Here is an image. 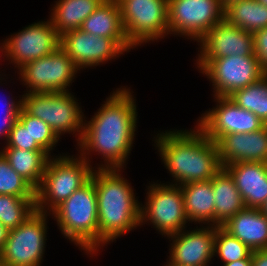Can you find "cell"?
Instances as JSON below:
<instances>
[{"label":"cell","instance_id":"40","mask_svg":"<svg viewBox=\"0 0 267 266\" xmlns=\"http://www.w3.org/2000/svg\"><path fill=\"white\" fill-rule=\"evenodd\" d=\"M261 211L265 214V216L267 217V200L265 202V204L262 206Z\"/></svg>","mask_w":267,"mask_h":266},{"label":"cell","instance_id":"5","mask_svg":"<svg viewBox=\"0 0 267 266\" xmlns=\"http://www.w3.org/2000/svg\"><path fill=\"white\" fill-rule=\"evenodd\" d=\"M94 169L79 154L51 156L35 190L36 211L51 213L90 180Z\"/></svg>","mask_w":267,"mask_h":266},{"label":"cell","instance_id":"22","mask_svg":"<svg viewBox=\"0 0 267 266\" xmlns=\"http://www.w3.org/2000/svg\"><path fill=\"white\" fill-rule=\"evenodd\" d=\"M212 189L215 199V226H222L243 210L245 205L234 178L225 168L212 178Z\"/></svg>","mask_w":267,"mask_h":266},{"label":"cell","instance_id":"12","mask_svg":"<svg viewBox=\"0 0 267 266\" xmlns=\"http://www.w3.org/2000/svg\"><path fill=\"white\" fill-rule=\"evenodd\" d=\"M198 70L212 83V95L217 97H229L266 75L255 55L208 59Z\"/></svg>","mask_w":267,"mask_h":266},{"label":"cell","instance_id":"11","mask_svg":"<svg viewBox=\"0 0 267 266\" xmlns=\"http://www.w3.org/2000/svg\"><path fill=\"white\" fill-rule=\"evenodd\" d=\"M48 216L35 211L25 222L9 230L0 251L5 266H41L46 248Z\"/></svg>","mask_w":267,"mask_h":266},{"label":"cell","instance_id":"26","mask_svg":"<svg viewBox=\"0 0 267 266\" xmlns=\"http://www.w3.org/2000/svg\"><path fill=\"white\" fill-rule=\"evenodd\" d=\"M224 19L233 26L255 33L267 27V6L257 0H238L225 6Z\"/></svg>","mask_w":267,"mask_h":266},{"label":"cell","instance_id":"31","mask_svg":"<svg viewBox=\"0 0 267 266\" xmlns=\"http://www.w3.org/2000/svg\"><path fill=\"white\" fill-rule=\"evenodd\" d=\"M0 195L35 197V189L25 181L0 153Z\"/></svg>","mask_w":267,"mask_h":266},{"label":"cell","instance_id":"27","mask_svg":"<svg viewBox=\"0 0 267 266\" xmlns=\"http://www.w3.org/2000/svg\"><path fill=\"white\" fill-rule=\"evenodd\" d=\"M229 98L242 109L254 113L267 125V74L255 83L235 91Z\"/></svg>","mask_w":267,"mask_h":266},{"label":"cell","instance_id":"41","mask_svg":"<svg viewBox=\"0 0 267 266\" xmlns=\"http://www.w3.org/2000/svg\"><path fill=\"white\" fill-rule=\"evenodd\" d=\"M234 1H238V0H221V2H222V4H223L224 7H225L227 4L232 3V2H234Z\"/></svg>","mask_w":267,"mask_h":266},{"label":"cell","instance_id":"15","mask_svg":"<svg viewBox=\"0 0 267 266\" xmlns=\"http://www.w3.org/2000/svg\"><path fill=\"white\" fill-rule=\"evenodd\" d=\"M213 98L216 107L202 113L196 125L215 143L229 133H250L264 126L254 113L242 109L229 97Z\"/></svg>","mask_w":267,"mask_h":266},{"label":"cell","instance_id":"19","mask_svg":"<svg viewBox=\"0 0 267 266\" xmlns=\"http://www.w3.org/2000/svg\"><path fill=\"white\" fill-rule=\"evenodd\" d=\"M234 178L246 208H262L267 200V163L236 162L224 167Z\"/></svg>","mask_w":267,"mask_h":266},{"label":"cell","instance_id":"43","mask_svg":"<svg viewBox=\"0 0 267 266\" xmlns=\"http://www.w3.org/2000/svg\"><path fill=\"white\" fill-rule=\"evenodd\" d=\"M0 266H5L4 261H3V259H2L1 252H0Z\"/></svg>","mask_w":267,"mask_h":266},{"label":"cell","instance_id":"29","mask_svg":"<svg viewBox=\"0 0 267 266\" xmlns=\"http://www.w3.org/2000/svg\"><path fill=\"white\" fill-rule=\"evenodd\" d=\"M214 257L220 258L221 263L226 264L241 259H252V251L222 226H216Z\"/></svg>","mask_w":267,"mask_h":266},{"label":"cell","instance_id":"39","mask_svg":"<svg viewBox=\"0 0 267 266\" xmlns=\"http://www.w3.org/2000/svg\"><path fill=\"white\" fill-rule=\"evenodd\" d=\"M2 58H4V41L0 42V60Z\"/></svg>","mask_w":267,"mask_h":266},{"label":"cell","instance_id":"28","mask_svg":"<svg viewBox=\"0 0 267 266\" xmlns=\"http://www.w3.org/2000/svg\"><path fill=\"white\" fill-rule=\"evenodd\" d=\"M36 211L35 197L0 195V223L15 229Z\"/></svg>","mask_w":267,"mask_h":266},{"label":"cell","instance_id":"7","mask_svg":"<svg viewBox=\"0 0 267 266\" xmlns=\"http://www.w3.org/2000/svg\"><path fill=\"white\" fill-rule=\"evenodd\" d=\"M147 187L144 205L140 208V228L147 224L164 236L187 228L183 193L179 185L152 181Z\"/></svg>","mask_w":267,"mask_h":266},{"label":"cell","instance_id":"36","mask_svg":"<svg viewBox=\"0 0 267 266\" xmlns=\"http://www.w3.org/2000/svg\"><path fill=\"white\" fill-rule=\"evenodd\" d=\"M252 266H267V249L252 251Z\"/></svg>","mask_w":267,"mask_h":266},{"label":"cell","instance_id":"18","mask_svg":"<svg viewBox=\"0 0 267 266\" xmlns=\"http://www.w3.org/2000/svg\"><path fill=\"white\" fill-rule=\"evenodd\" d=\"M216 145L222 168L236 162L267 163V125L250 133H229Z\"/></svg>","mask_w":267,"mask_h":266},{"label":"cell","instance_id":"32","mask_svg":"<svg viewBox=\"0 0 267 266\" xmlns=\"http://www.w3.org/2000/svg\"><path fill=\"white\" fill-rule=\"evenodd\" d=\"M4 145L2 148H19L22 150L45 151L35 140L32 139L29 129H26L19 120L14 123Z\"/></svg>","mask_w":267,"mask_h":266},{"label":"cell","instance_id":"24","mask_svg":"<svg viewBox=\"0 0 267 266\" xmlns=\"http://www.w3.org/2000/svg\"><path fill=\"white\" fill-rule=\"evenodd\" d=\"M104 0H57L50 10V20L59 36L79 29Z\"/></svg>","mask_w":267,"mask_h":266},{"label":"cell","instance_id":"16","mask_svg":"<svg viewBox=\"0 0 267 266\" xmlns=\"http://www.w3.org/2000/svg\"><path fill=\"white\" fill-rule=\"evenodd\" d=\"M216 226L196 225L171 234L165 238L169 242V256L164 266H209L214 258ZM213 258V260H212ZM211 262V263H210Z\"/></svg>","mask_w":267,"mask_h":266},{"label":"cell","instance_id":"6","mask_svg":"<svg viewBox=\"0 0 267 266\" xmlns=\"http://www.w3.org/2000/svg\"><path fill=\"white\" fill-rule=\"evenodd\" d=\"M22 108L46 122L55 134H75L78 143L84 129L85 114L71 92H29L21 95Z\"/></svg>","mask_w":267,"mask_h":266},{"label":"cell","instance_id":"13","mask_svg":"<svg viewBox=\"0 0 267 266\" xmlns=\"http://www.w3.org/2000/svg\"><path fill=\"white\" fill-rule=\"evenodd\" d=\"M60 47L81 71L105 65L134 49L128 39L101 37L80 28L60 36Z\"/></svg>","mask_w":267,"mask_h":266},{"label":"cell","instance_id":"21","mask_svg":"<svg viewBox=\"0 0 267 266\" xmlns=\"http://www.w3.org/2000/svg\"><path fill=\"white\" fill-rule=\"evenodd\" d=\"M189 223L215 226L212 179L180 185Z\"/></svg>","mask_w":267,"mask_h":266},{"label":"cell","instance_id":"9","mask_svg":"<svg viewBox=\"0 0 267 266\" xmlns=\"http://www.w3.org/2000/svg\"><path fill=\"white\" fill-rule=\"evenodd\" d=\"M80 69L59 46L50 55L28 62L21 67L18 79L29 92H70V86Z\"/></svg>","mask_w":267,"mask_h":266},{"label":"cell","instance_id":"20","mask_svg":"<svg viewBox=\"0 0 267 266\" xmlns=\"http://www.w3.org/2000/svg\"><path fill=\"white\" fill-rule=\"evenodd\" d=\"M222 227L251 251L267 249V217L260 208H244Z\"/></svg>","mask_w":267,"mask_h":266},{"label":"cell","instance_id":"23","mask_svg":"<svg viewBox=\"0 0 267 266\" xmlns=\"http://www.w3.org/2000/svg\"><path fill=\"white\" fill-rule=\"evenodd\" d=\"M81 30L111 39H128L117 0H104L82 23Z\"/></svg>","mask_w":267,"mask_h":266},{"label":"cell","instance_id":"1","mask_svg":"<svg viewBox=\"0 0 267 266\" xmlns=\"http://www.w3.org/2000/svg\"><path fill=\"white\" fill-rule=\"evenodd\" d=\"M133 93L128 86L113 90L89 121L84 118L83 134L76 149L91 166L93 154L101 156L103 161L96 169H124L128 164L138 128Z\"/></svg>","mask_w":267,"mask_h":266},{"label":"cell","instance_id":"17","mask_svg":"<svg viewBox=\"0 0 267 266\" xmlns=\"http://www.w3.org/2000/svg\"><path fill=\"white\" fill-rule=\"evenodd\" d=\"M196 68L208 59L255 55L253 33L228 23L225 19L209 30L197 43ZM200 50V51H199Z\"/></svg>","mask_w":267,"mask_h":266},{"label":"cell","instance_id":"35","mask_svg":"<svg viewBox=\"0 0 267 266\" xmlns=\"http://www.w3.org/2000/svg\"><path fill=\"white\" fill-rule=\"evenodd\" d=\"M17 120L18 115L0 114V140H5L4 142L6 143L9 132Z\"/></svg>","mask_w":267,"mask_h":266},{"label":"cell","instance_id":"33","mask_svg":"<svg viewBox=\"0 0 267 266\" xmlns=\"http://www.w3.org/2000/svg\"><path fill=\"white\" fill-rule=\"evenodd\" d=\"M254 53L267 74V27L253 33Z\"/></svg>","mask_w":267,"mask_h":266},{"label":"cell","instance_id":"34","mask_svg":"<svg viewBox=\"0 0 267 266\" xmlns=\"http://www.w3.org/2000/svg\"><path fill=\"white\" fill-rule=\"evenodd\" d=\"M10 97L11 96H8L7 98L5 97L4 99L2 97V99H0V109H1L0 114H5V115L19 114V110L22 107L21 96H19L18 100H17L18 97H16V99Z\"/></svg>","mask_w":267,"mask_h":266},{"label":"cell","instance_id":"3","mask_svg":"<svg viewBox=\"0 0 267 266\" xmlns=\"http://www.w3.org/2000/svg\"><path fill=\"white\" fill-rule=\"evenodd\" d=\"M123 170L95 168L91 174L98 204V252L140 226L142 201L139 202Z\"/></svg>","mask_w":267,"mask_h":266},{"label":"cell","instance_id":"37","mask_svg":"<svg viewBox=\"0 0 267 266\" xmlns=\"http://www.w3.org/2000/svg\"><path fill=\"white\" fill-rule=\"evenodd\" d=\"M9 230L0 223V251L3 249L7 241Z\"/></svg>","mask_w":267,"mask_h":266},{"label":"cell","instance_id":"8","mask_svg":"<svg viewBox=\"0 0 267 266\" xmlns=\"http://www.w3.org/2000/svg\"><path fill=\"white\" fill-rule=\"evenodd\" d=\"M123 27L134 47L155 43L169 35L168 0H117Z\"/></svg>","mask_w":267,"mask_h":266},{"label":"cell","instance_id":"10","mask_svg":"<svg viewBox=\"0 0 267 266\" xmlns=\"http://www.w3.org/2000/svg\"><path fill=\"white\" fill-rule=\"evenodd\" d=\"M168 7L169 35L194 42L224 20L221 0H168Z\"/></svg>","mask_w":267,"mask_h":266},{"label":"cell","instance_id":"42","mask_svg":"<svg viewBox=\"0 0 267 266\" xmlns=\"http://www.w3.org/2000/svg\"><path fill=\"white\" fill-rule=\"evenodd\" d=\"M3 76H4V77H3ZM5 76L7 77V75L0 74V85H1V84H5V83H2V82H4V81H6V80H5ZM3 79H4V81H3Z\"/></svg>","mask_w":267,"mask_h":266},{"label":"cell","instance_id":"25","mask_svg":"<svg viewBox=\"0 0 267 266\" xmlns=\"http://www.w3.org/2000/svg\"><path fill=\"white\" fill-rule=\"evenodd\" d=\"M9 165L35 190L40 186L47 163L52 155L46 151L0 148Z\"/></svg>","mask_w":267,"mask_h":266},{"label":"cell","instance_id":"38","mask_svg":"<svg viewBox=\"0 0 267 266\" xmlns=\"http://www.w3.org/2000/svg\"><path fill=\"white\" fill-rule=\"evenodd\" d=\"M223 266H252V259H241L238 261L223 264Z\"/></svg>","mask_w":267,"mask_h":266},{"label":"cell","instance_id":"30","mask_svg":"<svg viewBox=\"0 0 267 266\" xmlns=\"http://www.w3.org/2000/svg\"><path fill=\"white\" fill-rule=\"evenodd\" d=\"M18 120L29 129L31 137L47 153L54 156V148L57 146L60 138L55 134L51 127L38 117L31 116L22 107L19 110Z\"/></svg>","mask_w":267,"mask_h":266},{"label":"cell","instance_id":"14","mask_svg":"<svg viewBox=\"0 0 267 266\" xmlns=\"http://www.w3.org/2000/svg\"><path fill=\"white\" fill-rule=\"evenodd\" d=\"M4 61L16 71L28 62L50 55L60 46V36L50 18L26 25L21 31L4 38Z\"/></svg>","mask_w":267,"mask_h":266},{"label":"cell","instance_id":"2","mask_svg":"<svg viewBox=\"0 0 267 266\" xmlns=\"http://www.w3.org/2000/svg\"><path fill=\"white\" fill-rule=\"evenodd\" d=\"M152 139L163 166L171 174L172 182L167 184L211 180L222 169L216 143L197 125L188 130H160Z\"/></svg>","mask_w":267,"mask_h":266},{"label":"cell","instance_id":"4","mask_svg":"<svg viewBox=\"0 0 267 266\" xmlns=\"http://www.w3.org/2000/svg\"><path fill=\"white\" fill-rule=\"evenodd\" d=\"M59 231L90 258L98 254V204L90 179L52 212Z\"/></svg>","mask_w":267,"mask_h":266},{"label":"cell","instance_id":"44","mask_svg":"<svg viewBox=\"0 0 267 266\" xmlns=\"http://www.w3.org/2000/svg\"><path fill=\"white\" fill-rule=\"evenodd\" d=\"M257 1L262 3L263 5L267 6V0H257Z\"/></svg>","mask_w":267,"mask_h":266}]
</instances>
